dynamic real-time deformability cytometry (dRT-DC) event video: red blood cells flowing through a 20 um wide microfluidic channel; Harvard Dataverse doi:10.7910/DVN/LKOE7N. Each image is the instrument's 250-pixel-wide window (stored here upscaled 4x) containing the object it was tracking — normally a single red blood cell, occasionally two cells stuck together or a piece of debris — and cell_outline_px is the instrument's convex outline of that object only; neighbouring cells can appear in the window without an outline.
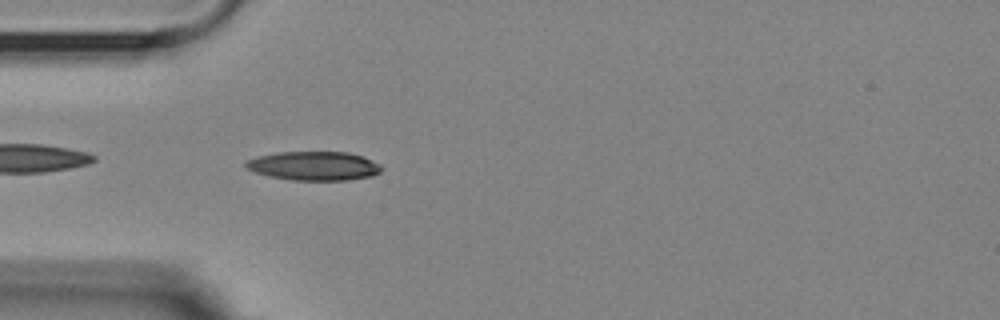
{"species": "Egyptian fruit bat (a non-hibernating species)", "species_latin": "Rousettus aegyptiacus", "temperature_condition": "room temperature", "stored_images_in_passage": 42, "camera_frame_rate_fps": 3000, "um_per_image_px": 0.085, "animal": {"sex": "female"}, "frame": {"image": 1, "passage_image": 3, "time_ms": 0.667, "image_size_px": [1000, 320], "cell_outline_px": [[384, 168], [380, 172], [372, 176], [348, 180], [292, 180], [268, 176], [244, 168], [244, 160], [256, 156], [276, 152], [348, 152], [364, 156], [380, 164]], "centroid_in_image_um": [26.67, 14.09], "position_along_channel_um": 58.3, "area_um2": 23.24}}
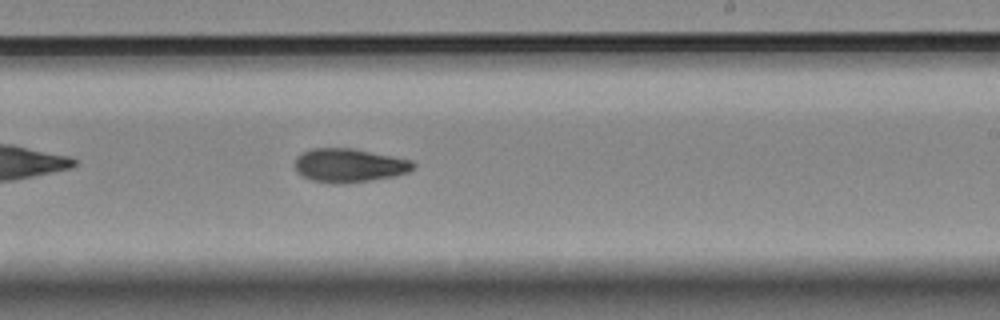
{"frame": {"image": 2, "passage_image": 20, "time_ms": 6.333, "image_size_px": [1000, 320], "cell_outline_px": [[416, 164], [408, 172], [396, 176], [372, 180], [344, 184], [332, 184], [312, 180], [296, 172], [296, 156], [312, 148], [352, 148], [412, 160]], "centroid_in_image_um": [29.69, 14.07], "position_along_channel_um": 259.3, "area_um2": 23.29}}
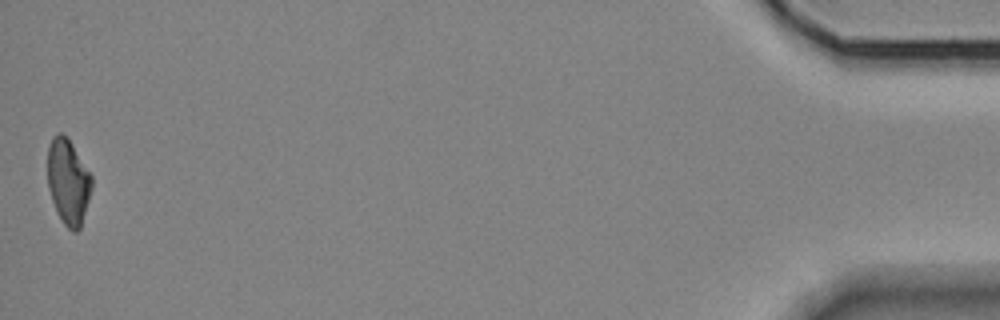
{"frame": {"image": 3, "passage_image": 42, "time_ms": 13.667, "image_size_px": [1000, 320], "cell_outline_px": [[92, 188], [80, 228], [76, 232], [72, 232], [64, 224], [56, 212], [48, 188], [48, 144], [52, 136], [56, 132], [60, 132], [72, 144], [92, 176]], "centroid_in_image_um": [5.78, 15.45], "position_along_channel_um": 429.4, "area_um2": 21.91}, "authors_computed_cell_mechanics": {"area_um2": 22.831, "velocity_mm_per_s": 3.5927, "shape_relaxation_time_tau1_ms": null, "shape_relaxation_time_tau2_ms": 6.4203, "deformation_change_tau1": null, "deformation_change_tau2": 0.1268}}